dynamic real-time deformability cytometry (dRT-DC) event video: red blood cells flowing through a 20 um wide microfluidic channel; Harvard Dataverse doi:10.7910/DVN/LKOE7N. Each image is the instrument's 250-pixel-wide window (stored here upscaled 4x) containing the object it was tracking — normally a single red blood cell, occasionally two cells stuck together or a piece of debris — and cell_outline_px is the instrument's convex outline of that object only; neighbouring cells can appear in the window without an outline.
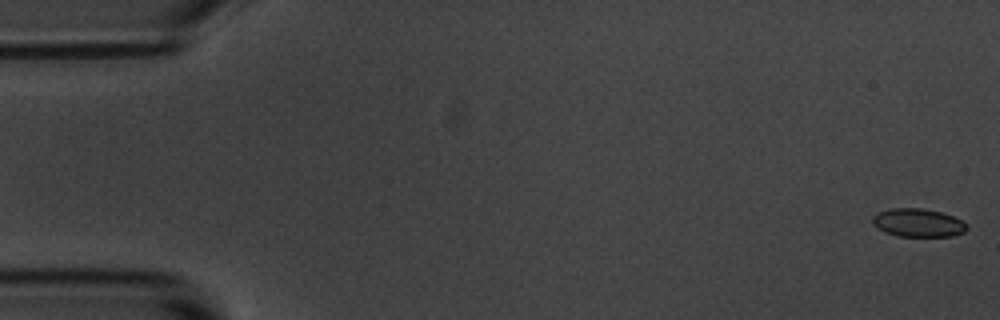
{"species": "common noctule bat (a hibernating species)", "species_latin": "Nyctalus noctula", "temperature_condition": "room temperature", "stored_images_in_passage": 56, "camera_frame_rate_fps": 3000, "um_per_image_px": 0.085, "animal": {"sex": "male", "body_mass_g": 20.1, "forearm_length_mm": 53.5}, "frame": {"image": 1, "passage_image": 1, "time_ms": 0.0, "image_size_px": [1000, 320], "cell_outline_px": [[968, 228], [964, 232], [952, 236], [900, 236], [884, 232], [876, 228], [872, 224], [872, 216], [888, 208], [924, 208], [940, 212], [952, 216], [960, 220]], "centroid_in_image_um": [77.98, 18.93], "position_along_channel_um": 7.0, "area_um2": 15.49}}
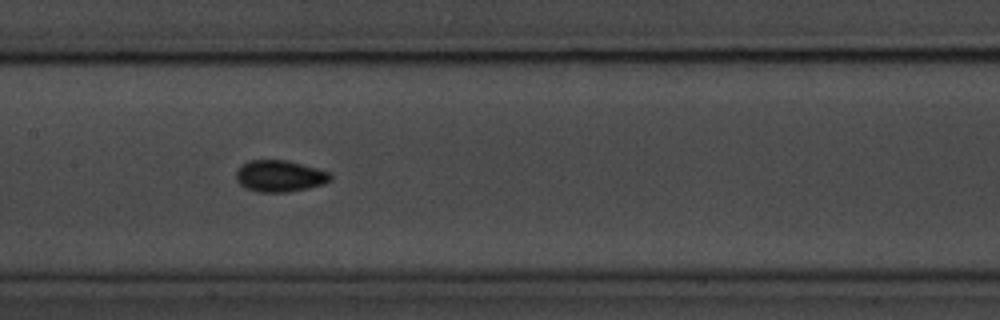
{"frame": {"image": 2, "passage_image": 27, "time_ms": 8.667, "image_size_px": [1000, 320], "cell_outline_px": [[332, 180], [324, 184], [308, 188], [284, 192], [260, 192], [248, 188], [240, 184], [236, 180], [236, 172], [248, 160], [288, 160], [316, 168], [328, 172], [332, 176]], "centroid_in_image_um": [23.8, 14.96], "position_along_channel_um": 183.6, "area_um2": 17.17}}
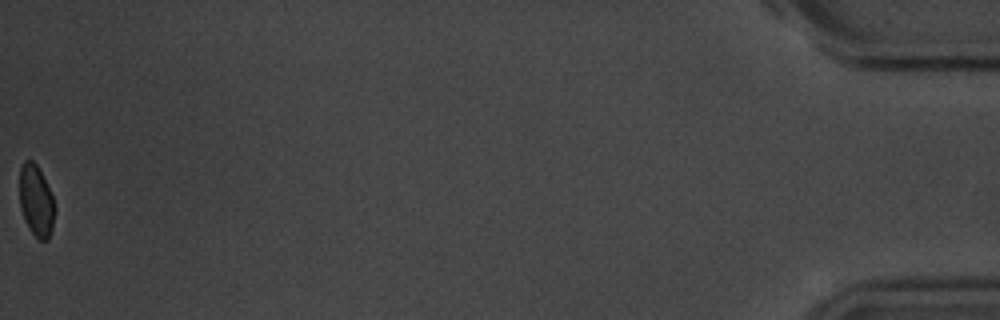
{"frame": {"image": 3, "passage_image": 56, "time_ms": 18.333, "image_size_px": [1000, 320], "cell_outline_px": [[56, 208], [52, 228], [48, 240], [40, 240], [28, 228], [24, 220], [20, 208], [20, 168], [24, 160], [32, 160], [36, 164], [52, 196]], "centroid_in_image_um": [3.07, 17.09], "position_along_channel_um": 432.1, "area_um2": 14.57}, "authors_computed_cell_mechanics": {"area_um2": 15.895, "velocity_mm_per_s": 3.6165, "shape_relaxation_time_tau1_ms": null, "shape_relaxation_time_tau2_ms": 1.0434, "deformation_change_tau1": null, "deformation_change_tau2": 0.0456}}